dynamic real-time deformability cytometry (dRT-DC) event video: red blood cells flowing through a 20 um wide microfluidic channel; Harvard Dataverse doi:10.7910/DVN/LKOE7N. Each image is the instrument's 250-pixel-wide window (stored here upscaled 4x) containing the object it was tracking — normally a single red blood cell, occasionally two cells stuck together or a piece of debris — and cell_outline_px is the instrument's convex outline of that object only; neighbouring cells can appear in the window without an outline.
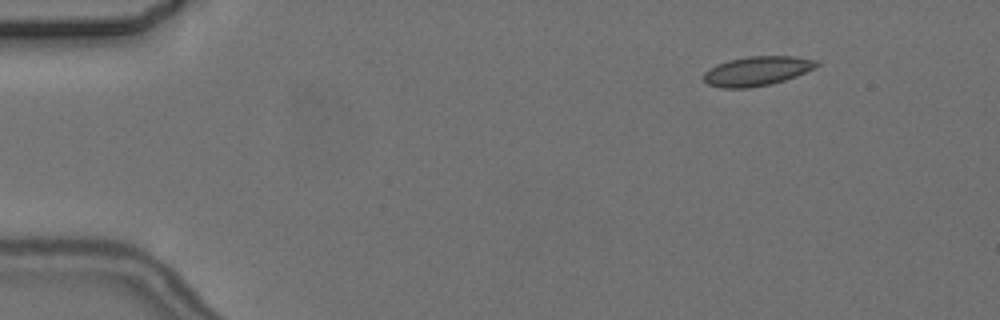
{"species": "common noctule bat (a hibernating species)", "species_latin": "Nyctalus noctula", "temperature_condition": "cold", "stored_images_in_passage": 4, "camera_frame_rate_fps": 3000, "um_per_image_px": 0.085, "animal": {"sex": "female", "body_mass_g": 24.6, "forearm_length_mm": 56.2}, "frame": {"image": 1, "passage_image": 1, "time_ms": 0.0, "image_size_px": [1000, 320], "cell_outline_px": [[820, 64], [796, 76], [784, 80], [768, 84], [748, 88], [720, 88], [708, 84], [704, 80], [704, 72], [716, 64], [728, 60], [748, 56], [796, 56], [816, 60]], "centroid_in_image_um": [64.31, 6.03], "position_along_channel_um": 20.7, "area_um2": 19.19}}
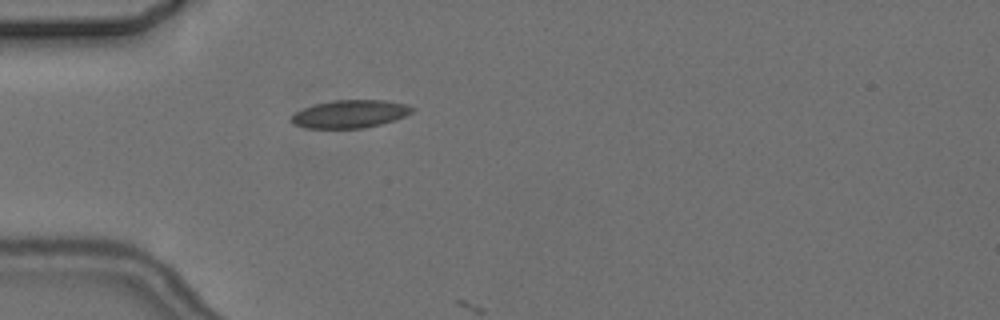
{"frame": {"image": 2, "passage_image": 4, "time_ms": 3.333, "image_size_px": [1000, 320], "cell_outline_px": [[416, 108], [412, 112], [404, 116], [380, 124], [364, 128], [304, 128], [292, 124], [288, 120], [296, 112], [304, 108], [316, 104], [336, 100], [384, 100], [408, 104]], "centroid_in_image_um": [29.74, 9.69], "position_along_channel_um": 55.3, "area_um2": 19.59}}